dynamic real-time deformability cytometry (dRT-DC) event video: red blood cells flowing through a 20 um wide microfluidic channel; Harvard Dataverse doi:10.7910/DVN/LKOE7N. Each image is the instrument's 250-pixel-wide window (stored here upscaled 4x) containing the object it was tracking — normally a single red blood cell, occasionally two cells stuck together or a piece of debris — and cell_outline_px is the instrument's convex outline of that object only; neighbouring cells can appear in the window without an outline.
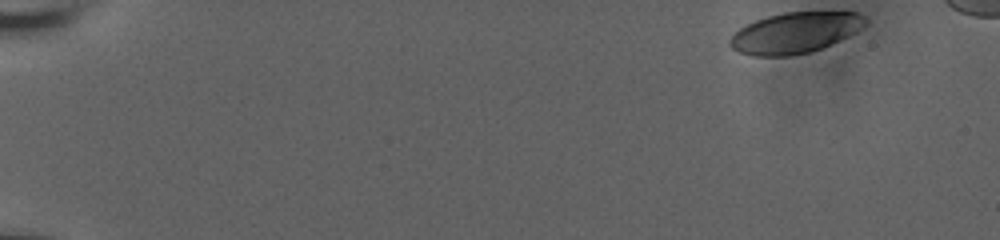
{"species": "human", "species_latin": "Homo sapiens", "temperature_condition": "room temperature", "stored_images_in_passage": 55, "camera_frame_rate_fps": 3000, "um_per_image_px": 0.085, "donor": {"sex": "male"}, "frame": {"image": 1, "passage_image": 1, "time_ms": 0.0, "image_size_px": [1000, 240], "cell_outline_px": [[868, 20], [864, 24], [848, 36], [832, 44], [808, 52], [788, 56], [752, 56], [740, 52], [732, 48], [728, 44], [728, 40], [740, 28], [756, 20], [768, 16], [784, 12], [856, 12], [864, 16]], "centroid_in_image_um": [67.55, 2.78], "position_along_channel_um": 17.5, "area_um2": 31.85}}
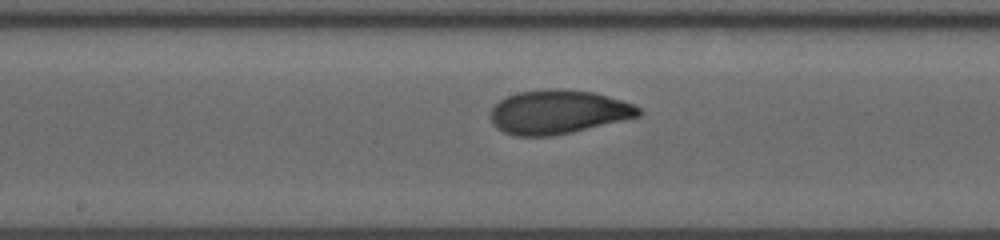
{"frame": {"image": 2, "passage_image": 29, "time_ms": 9.333, "image_size_px": [1000, 240], "cell_outline_px": [[644, 112], [640, 116], [572, 132], [552, 136], [516, 136], [504, 132], [496, 128], [492, 124], [488, 116], [492, 108], [500, 100], [508, 96], [520, 92], [544, 88], [556, 88], [592, 92], [636, 104], [644, 108]], "centroid_in_image_um": [47.45, 9.52], "position_along_channel_um": 200.7, "area_um2": 38.21}}
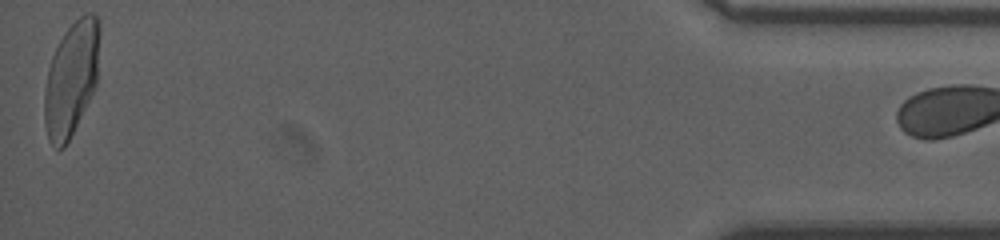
{"frame": {"image": 3, "passage_image": 54, "time_ms": 17.667, "image_size_px": [1000, 240], "cell_outline_px": [[100, 28], [96, 84], [64, 148], [56, 148], [52, 144], [48, 136], [44, 124], [44, 92], [48, 68], [52, 56], [64, 32], [80, 16], [88, 12], [92, 12], [100, 20]], "centroid_in_image_um": [6.05, 6.63], "position_along_channel_um": 429.1, "area_um2": 36.24}}